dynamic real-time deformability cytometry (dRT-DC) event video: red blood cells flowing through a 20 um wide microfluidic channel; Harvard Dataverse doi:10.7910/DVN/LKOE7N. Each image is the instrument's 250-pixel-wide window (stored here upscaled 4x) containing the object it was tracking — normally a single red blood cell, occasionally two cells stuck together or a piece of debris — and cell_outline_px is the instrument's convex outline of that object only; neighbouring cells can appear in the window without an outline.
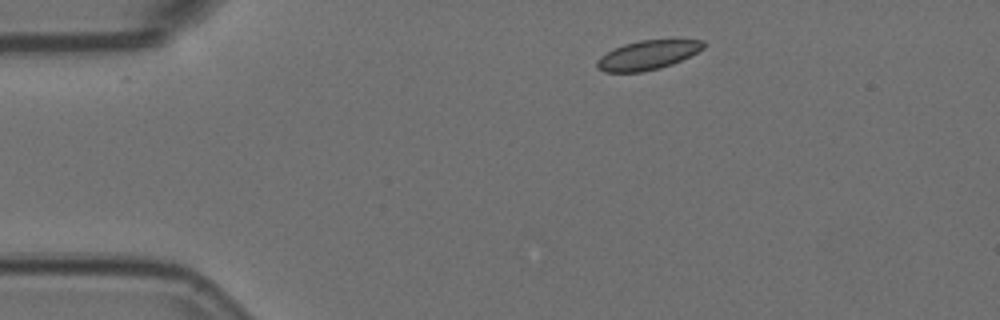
{"species": "Egyptian fruit bat (a non-hibernating species)", "species_latin": "Rousettus aegyptiacus", "temperature_condition": "room temperature", "stored_images_in_passage": 3, "camera_frame_rate_fps": 3000, "um_per_image_px": 0.085, "animal": {"sex": "female"}, "frame": {"image": 1, "passage_image": 1, "time_ms": 0.0, "image_size_px": [1000, 320], "cell_outline_px": [[704, 48], [672, 64], [660, 68], [644, 72], [604, 72], [596, 68], [596, 60], [600, 56], [624, 44], [640, 40], [676, 36], [704, 40]], "centroid_in_image_um": [55.11, 4.63], "position_along_channel_um": 29.9, "area_um2": 18.84}}